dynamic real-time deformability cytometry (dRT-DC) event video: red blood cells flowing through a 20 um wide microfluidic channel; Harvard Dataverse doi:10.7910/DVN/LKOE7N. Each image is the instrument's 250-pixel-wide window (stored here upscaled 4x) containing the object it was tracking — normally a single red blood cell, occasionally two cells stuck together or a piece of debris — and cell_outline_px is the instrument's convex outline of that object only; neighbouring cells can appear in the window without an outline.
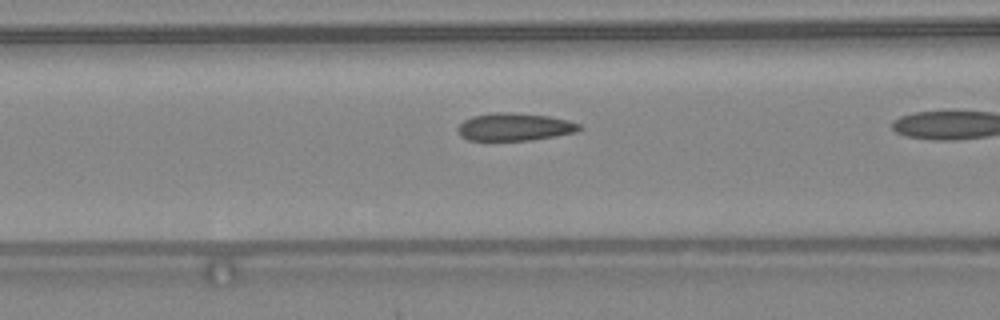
{"species": "common noctule bat (a hibernating species)", "species_latin": "Nyctalus noctula", "temperature_condition": "warm", "stored_images_in_passage": 19, "camera_frame_rate_fps": 3000, "um_per_image_px": 0.085, "animal": {"sex": "female", "body_mass_g": 24.6, "forearm_length_mm": 56.2}, "frame": {"image": 1, "passage_image": 15, "time_ms": 4.667, "image_size_px": [1000, 320], "cell_outline_px": [[584, 128], [576, 132], [556, 136], [532, 140], [468, 140], [460, 136], [456, 128], [464, 120], [472, 116], [496, 112], [512, 112], [548, 116], [568, 120], [580, 124]], "centroid_in_image_um": [43.75, 10.79], "position_along_channel_um": 122.9, "area_um2": 19.71}}